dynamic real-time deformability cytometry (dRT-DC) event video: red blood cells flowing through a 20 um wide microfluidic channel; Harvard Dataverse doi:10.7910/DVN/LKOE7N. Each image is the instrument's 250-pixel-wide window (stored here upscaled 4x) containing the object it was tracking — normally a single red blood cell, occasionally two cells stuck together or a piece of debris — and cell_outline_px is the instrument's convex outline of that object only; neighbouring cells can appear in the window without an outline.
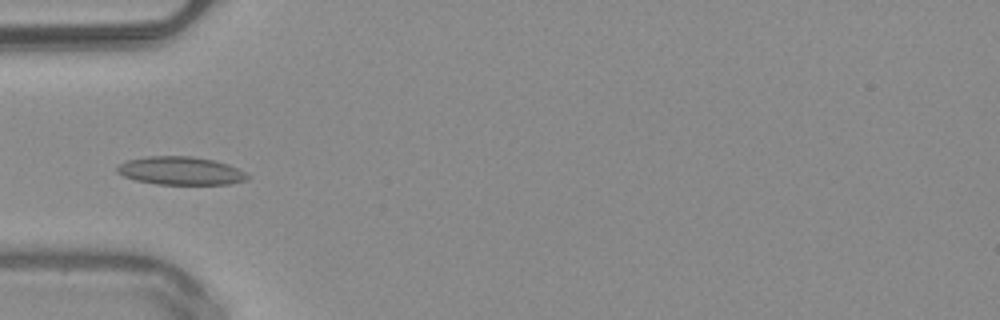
{"species": "common noctule bat (a hibernating species)", "species_latin": "Nyctalus noctula", "temperature_condition": "warm", "stored_images_in_passage": 49, "camera_frame_rate_fps": 3000, "um_per_image_px": 0.085, "animal": {"sex": "male", "body_mass_g": 20.4}, "frame": {"image": 1, "passage_image": 15, "time_ms": 4.667, "image_size_px": [1000, 320], "cell_outline_px": [[252, 176], [244, 180], [228, 184], [156, 184], [136, 180], [124, 176], [116, 172], [116, 168], [120, 164], [128, 160], [148, 156], [192, 156], [212, 160], [228, 164]], "centroid_in_image_um": [15.34, 14.51], "position_along_channel_um": 69.7, "area_um2": 21.21}, "authors_computed_cell_mechanics": {"area_um2": 19.8254, "velocity_mm_per_s": 4.0208, "shape_relaxation_time_tau1_ms": 3.9682, "shape_relaxation_time_tau2_ms": 1.2285, "deformation_change_tau1": 0.119, "deformation_change_tau2": 0.069}}